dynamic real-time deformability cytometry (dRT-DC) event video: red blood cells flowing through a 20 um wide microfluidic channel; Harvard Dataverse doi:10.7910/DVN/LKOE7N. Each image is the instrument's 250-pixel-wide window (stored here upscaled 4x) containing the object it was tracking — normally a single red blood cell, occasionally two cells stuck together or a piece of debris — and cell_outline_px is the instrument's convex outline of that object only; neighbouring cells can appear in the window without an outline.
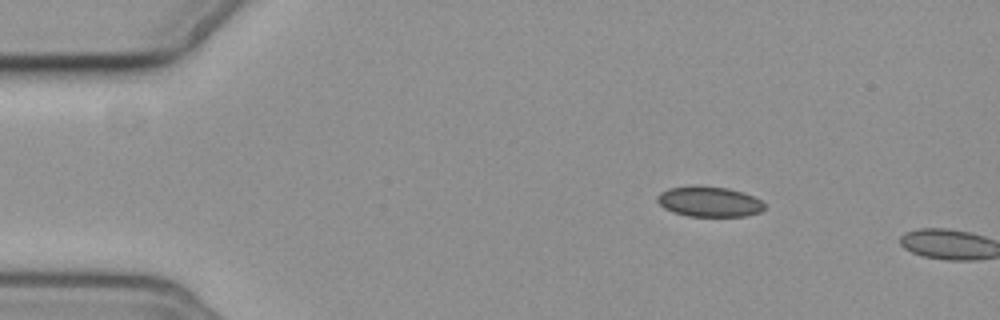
{"species": "common noctule bat (a hibernating species)", "species_latin": "Nyctalus noctula", "temperature_condition": "cold", "stored_images_in_passage": 2, "camera_frame_rate_fps": 3000, "um_per_image_px": 0.085, "animal": {"sex": "female", "body_mass_g": 19.3, "forearm_length_mm": 54.1}, "frame": {"image": 1, "passage_image": 1, "time_ms": 0.0, "image_size_px": [1000, 320], "cell_outline_px": [[764, 208], [760, 212], [744, 216], [688, 216], [672, 212], [664, 208], [656, 200], [656, 196], [660, 192], [668, 188], [696, 184], [728, 188], [744, 192], [760, 200], [764, 204]], "centroid_in_image_um": [60.23, 17.12], "position_along_channel_um": 24.8, "area_um2": 19.19}}